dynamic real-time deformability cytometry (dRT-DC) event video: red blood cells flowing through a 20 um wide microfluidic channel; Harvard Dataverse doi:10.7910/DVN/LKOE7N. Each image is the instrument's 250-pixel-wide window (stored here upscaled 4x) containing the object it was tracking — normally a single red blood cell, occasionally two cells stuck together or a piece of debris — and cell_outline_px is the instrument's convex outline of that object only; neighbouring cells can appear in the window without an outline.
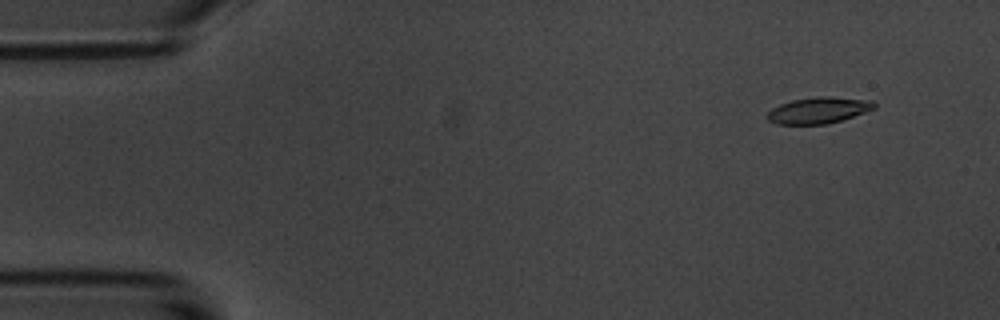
{"species": "common noctule bat (a hibernating species)", "species_latin": "Nyctalus noctula", "temperature_condition": "room temperature", "stored_images_in_passage": 15, "camera_frame_rate_fps": 3000, "um_per_image_px": 0.085, "animal": {"sex": "male", "body_mass_g": 20.1, "forearm_length_mm": 53.5}, "frame": {"image": 1, "passage_image": 2, "time_ms": 1.333, "image_size_px": [1000, 320], "cell_outline_px": [[876, 108], [840, 120], [824, 124], [776, 124], [768, 120], [768, 112], [772, 108], [780, 104], [792, 100], [820, 96], [824, 96], [872, 100], [876, 104]], "centroid_in_image_um": [69.57, 9.37], "position_along_channel_um": 15.4, "area_um2": 16.13}}
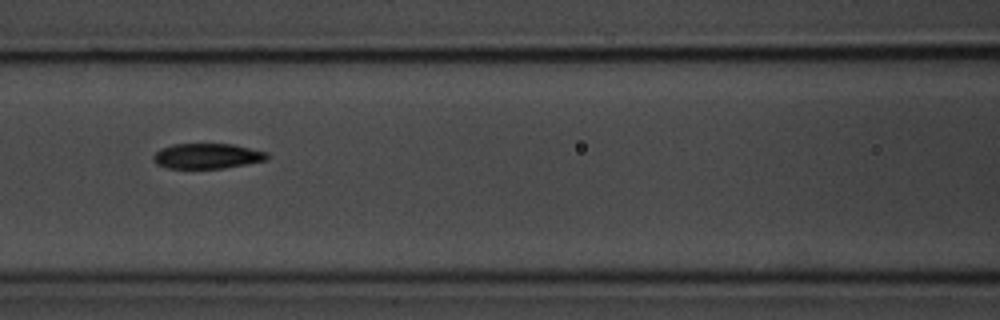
{"frame": {"image": 2, "passage_image": 7, "time_ms": 8.0, "image_size_px": [1000, 320], "cell_outline_px": [[268, 160], [224, 168], [168, 168], [156, 164], [152, 160], [152, 156], [160, 148], [172, 144], [232, 144], [268, 152]], "centroid_in_image_um": [17.59, 13.26], "position_along_channel_um": 149.0, "area_um2": 16.82}}
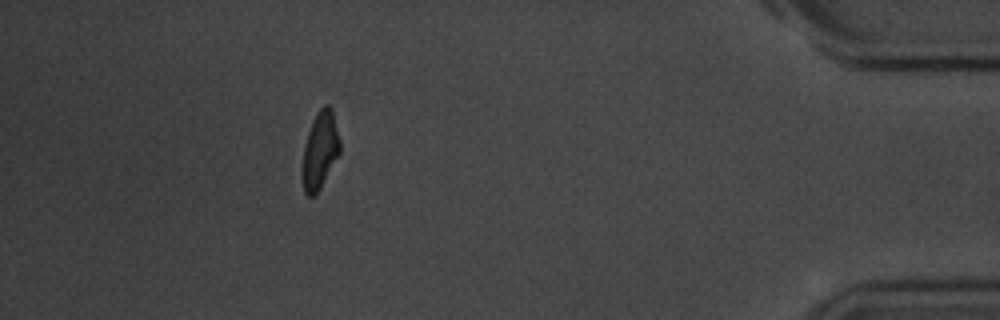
{"frame": {"image": 3, "passage_image": 14, "time_ms": 17.0, "image_size_px": [1000, 320], "cell_outline_px": [[340, 152], [316, 196], [308, 196], [304, 192], [300, 172], [304, 148], [308, 132], [312, 120], [316, 112], [324, 104], [328, 104], [332, 108], [340, 140]], "centroid_in_image_um": [27.18, 12.79], "position_along_channel_um": 408.0, "area_um2": 17.22}, "authors_computed_cell_mechanics": {"area_um2": 17.2244, "velocity_mm_per_s": 3.4738, "shape_relaxation_time_tau1_ms": 3.0449, "shape_relaxation_time_tau2_ms": 1.8865, "deformation_change_tau1": 0.1222, "deformation_change_tau2": 0.0663}}